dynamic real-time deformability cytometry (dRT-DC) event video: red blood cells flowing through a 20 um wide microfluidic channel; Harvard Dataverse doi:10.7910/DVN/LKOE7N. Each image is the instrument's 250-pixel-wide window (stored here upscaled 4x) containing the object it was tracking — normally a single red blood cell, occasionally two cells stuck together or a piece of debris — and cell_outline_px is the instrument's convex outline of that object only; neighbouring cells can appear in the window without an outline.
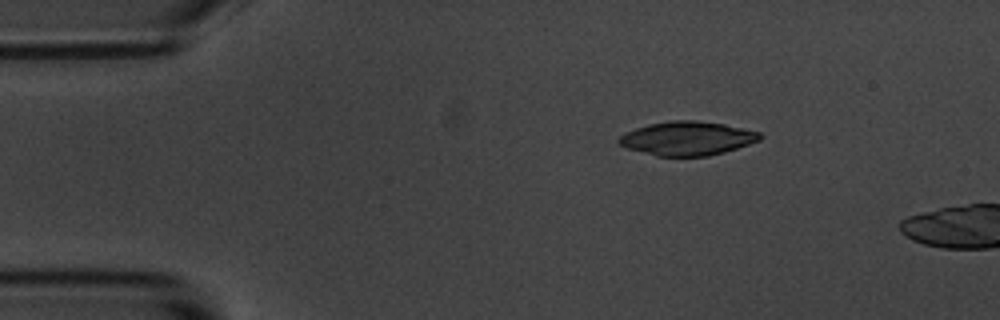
{"species": "common noctule bat (a hibernating species)", "species_latin": "Nyctalus noctula", "temperature_condition": "room temperature", "stored_images_in_passage": 3, "camera_frame_rate_fps": 3000, "um_per_image_px": 0.085, "animal": {"sex": "male", "body_mass_g": 20.1, "forearm_length_mm": 53.5}, "frame": {"image": 1, "passage_image": 2, "time_ms": 2.0, "image_size_px": [1000, 320], "cell_outline_px": [[764, 136], [760, 140], [724, 152], [708, 156], [656, 156], [628, 148], [620, 144], [616, 140], [620, 136], [636, 128], [648, 124], [672, 120], [696, 120], [724, 124], [760, 132]], "centroid_in_image_um": [58.43, 11.76], "position_along_channel_um": 26.6, "area_um2": 27.69}}